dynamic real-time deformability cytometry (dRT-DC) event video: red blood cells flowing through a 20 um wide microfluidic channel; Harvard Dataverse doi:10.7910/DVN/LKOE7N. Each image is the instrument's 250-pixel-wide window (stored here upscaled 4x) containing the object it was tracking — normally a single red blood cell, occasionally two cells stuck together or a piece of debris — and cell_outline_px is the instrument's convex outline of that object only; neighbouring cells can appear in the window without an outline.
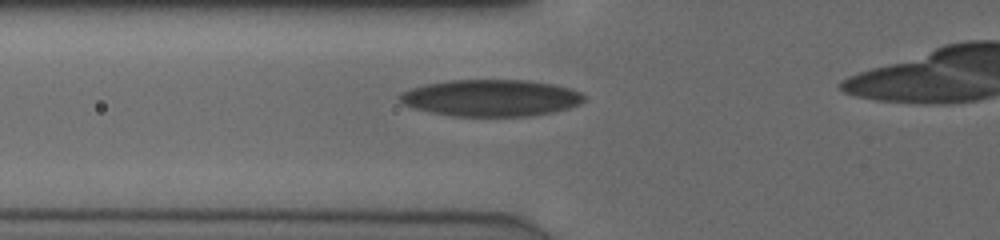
{"species": "human", "species_latin": "Homo sapiens", "temperature_condition": "cold", "stored_images_in_passage": 38, "camera_frame_rate_fps": 3000, "um_per_image_px": 0.085, "donor": {"sex": "male"}, "frame": {"image": 1, "passage_image": 11, "time_ms": 3.333, "image_size_px": [1000, 240], "cell_outline_px": [[584, 100], [580, 104], [568, 108], [552, 112], [528, 116], [452, 116], [412, 108], [404, 104], [396, 96], [400, 92], [424, 84], [448, 80], [528, 80], [552, 84], [568, 88], [580, 92], [584, 96]], "centroid_in_image_um": [41.69, 8.32], "position_along_channel_um": 84.1, "area_um2": 39.48}}
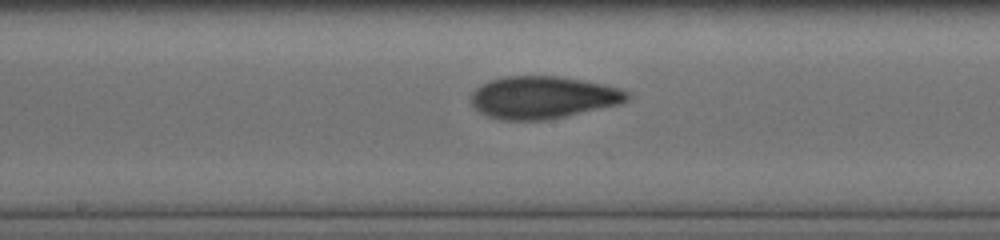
{"frame": {"image": 2, "passage_image": 20, "time_ms": 6.333, "image_size_px": [1000, 240], "cell_outline_px": [[632, 96], [628, 100], [620, 104], [548, 120], [504, 120], [488, 116], [480, 112], [472, 104], [472, 92], [480, 84], [488, 80], [504, 76], [556, 76], [604, 84], [620, 88], [628, 92]], "centroid_in_image_um": [46.16, 8.28], "position_along_channel_um": 202.0, "area_um2": 38.61}}
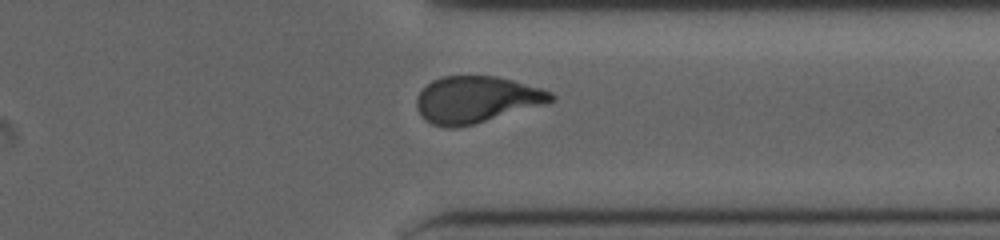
{"frame": {"image": 3, "passage_image": 33, "time_ms": 10.667, "image_size_px": [1000, 240], "cell_outline_px": [[556, 100], [544, 104], [472, 124], [452, 128], [448, 128], [432, 124], [420, 116], [416, 108], [416, 96], [432, 80], [440, 76], [496, 76], [512, 80], [540, 88], [552, 92], [556, 96]], "centroid_in_image_um": [40.46, 8.45], "position_along_channel_um": 370.9, "area_um2": 36.3}}